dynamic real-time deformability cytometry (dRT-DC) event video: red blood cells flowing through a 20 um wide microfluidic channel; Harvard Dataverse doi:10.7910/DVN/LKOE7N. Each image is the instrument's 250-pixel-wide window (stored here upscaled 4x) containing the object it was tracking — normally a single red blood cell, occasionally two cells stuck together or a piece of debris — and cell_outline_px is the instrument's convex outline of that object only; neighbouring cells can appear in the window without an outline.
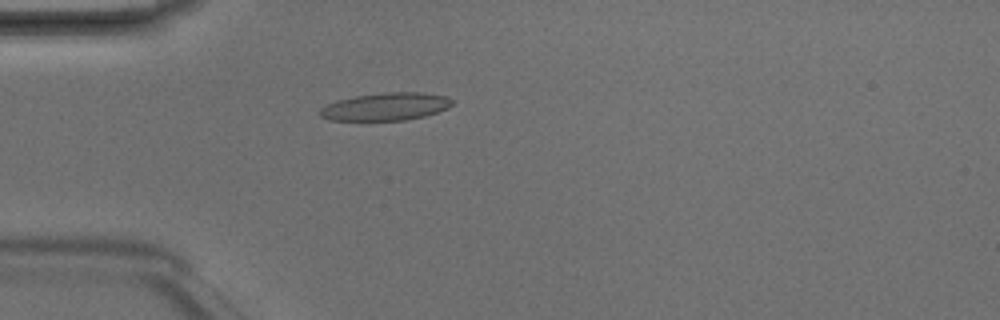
{"species": "Egyptian fruit bat (a non-hibernating species)", "species_latin": "Rousettus aegyptiacus", "temperature_condition": "room temperature", "stored_images_in_passage": 3, "camera_frame_rate_fps": 3000, "um_per_image_px": 0.085, "animal": {"sex": "male"}, "frame": {"image": 1, "passage_image": 3, "time_ms": 0.667, "image_size_px": [1000, 320], "cell_outline_px": [[456, 100], [448, 108], [424, 116], [404, 120], [328, 120], [320, 116], [316, 112], [320, 108], [336, 100], [356, 96], [384, 92], [424, 92], [448, 96]], "centroid_in_image_um": [32.79, 9.05], "position_along_channel_um": 52.2, "area_um2": 21.56}}